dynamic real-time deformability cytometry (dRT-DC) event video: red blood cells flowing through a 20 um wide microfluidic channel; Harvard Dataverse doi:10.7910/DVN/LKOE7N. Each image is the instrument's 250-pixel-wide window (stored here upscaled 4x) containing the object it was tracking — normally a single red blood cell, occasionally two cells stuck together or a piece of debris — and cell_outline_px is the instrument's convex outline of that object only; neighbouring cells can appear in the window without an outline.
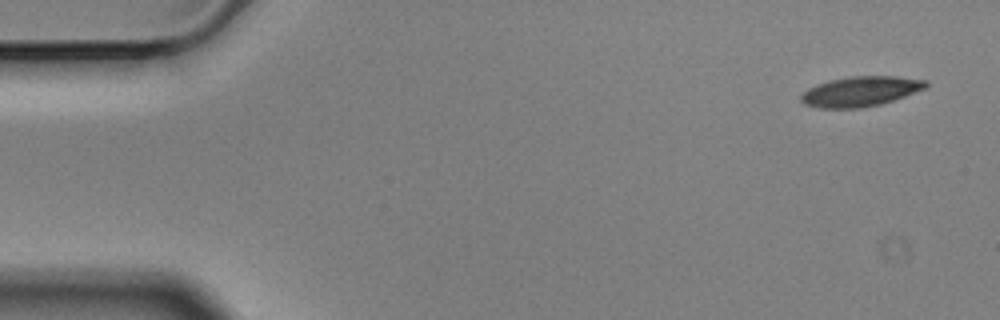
{"species": "Egyptian fruit bat (a non-hibernating species)", "species_latin": "Rousettus aegyptiacus", "temperature_condition": "cold", "stored_images_in_passage": 5, "segment_of_instrument_passage": [1, 2], "camera_frame_rate_fps": 3000, "um_per_image_px": 0.085, "animal": {"sex": "male"}, "frame": {"image": 1, "passage_image": 1, "time_ms": 0.0, "image_size_px": [1000, 320], "cell_outline_px": [[928, 88], [880, 104], [860, 108], [820, 108], [804, 104], [800, 100], [800, 96], [808, 88], [816, 84], [832, 80], [852, 76], [896, 76], [928, 80]], "centroid_in_image_um": [73.16, 7.76], "position_along_channel_um": 11.8, "area_um2": 21.79}}